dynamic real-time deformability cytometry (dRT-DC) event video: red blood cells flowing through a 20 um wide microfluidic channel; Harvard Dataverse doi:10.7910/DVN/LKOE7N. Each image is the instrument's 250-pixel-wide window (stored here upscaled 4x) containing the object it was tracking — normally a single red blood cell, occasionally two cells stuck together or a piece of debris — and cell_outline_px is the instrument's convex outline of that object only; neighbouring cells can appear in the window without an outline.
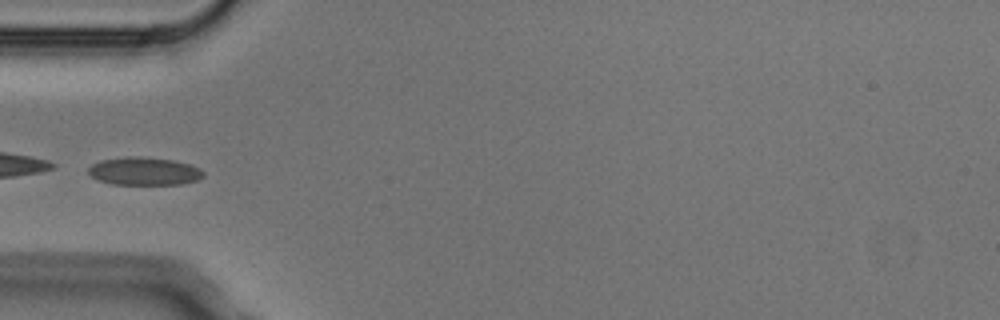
{"species": "Egyptian fruit bat (a non-hibernating species)", "species_latin": "Rousettus aegyptiacus", "temperature_condition": "cold", "stored_images_in_passage": 5, "camera_frame_rate_fps": 3000, "um_per_image_px": 0.085, "animal": {"sex": "male"}, "frame": {"image": 1, "passage_image": 5, "time_ms": 1.333, "image_size_px": [1000, 320], "cell_outline_px": [[204, 176], [196, 180], [180, 184], [112, 184], [100, 180], [92, 176], [88, 172], [88, 168], [92, 164], [100, 160], [124, 156], [140, 156], [172, 160], [188, 164], [200, 168], [204, 172]], "centroid_in_image_um": [12.24, 14.54], "position_along_channel_um": 72.8, "area_um2": 18.67}}